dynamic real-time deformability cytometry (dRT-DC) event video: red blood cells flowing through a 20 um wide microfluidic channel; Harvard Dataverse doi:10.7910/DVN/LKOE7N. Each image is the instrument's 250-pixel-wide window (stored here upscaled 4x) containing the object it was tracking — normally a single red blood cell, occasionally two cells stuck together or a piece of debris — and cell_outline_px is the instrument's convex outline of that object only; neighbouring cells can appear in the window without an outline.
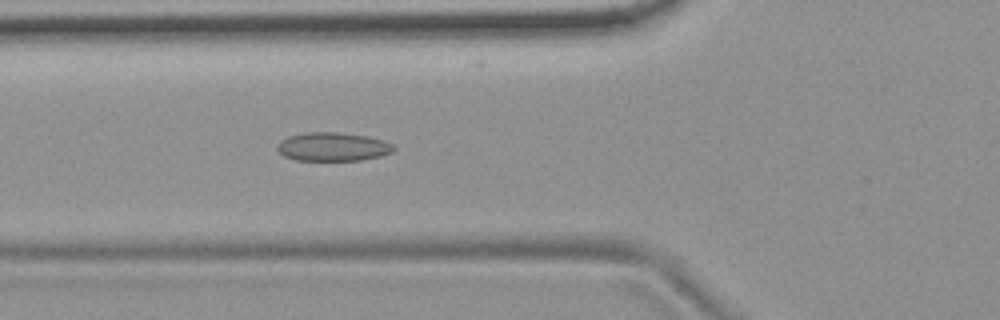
{"species": "common noctule bat (a hibernating species)", "species_latin": "Nyctalus noctula", "temperature_condition": "room temperature", "stored_images_in_passage": 55, "camera_frame_rate_fps": 3000, "um_per_image_px": 0.085, "animal": {"sex": "female", "body_mass_g": 19.9}, "frame": {"image": 1, "passage_image": 20, "time_ms": 6.333, "image_size_px": [1000, 320], "cell_outline_px": [[396, 148], [392, 152], [380, 156], [360, 160], [296, 160], [284, 156], [276, 148], [276, 144], [280, 140], [288, 136], [304, 132], [336, 132], [368, 136], [384, 140], [392, 144]], "centroid_in_image_um": [28.27, 12.46], "position_along_channel_um": 97.5, "area_um2": 19.54}}
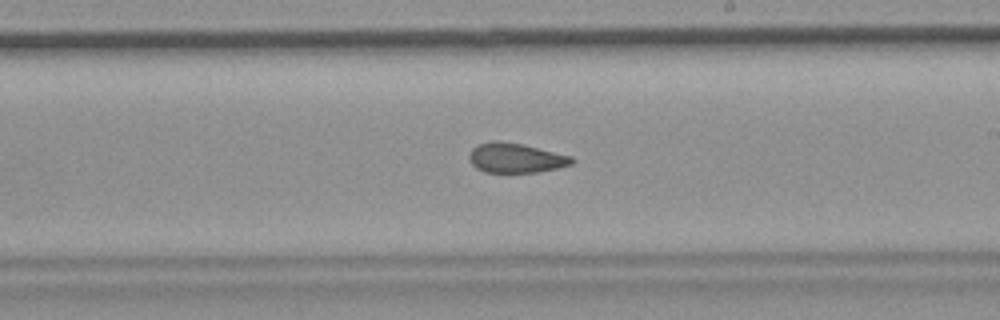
{"frame": {"image": 2, "passage_image": 32, "time_ms": 10.333, "image_size_px": [1000, 320], "cell_outline_px": [[576, 160], [572, 164], [556, 168], [536, 172], [484, 172], [476, 168], [472, 164], [468, 156], [472, 148], [476, 144], [492, 140], [500, 140], [524, 144], [572, 156]], "centroid_in_image_um": [43.82, 13.4], "position_along_channel_um": 245.2, "area_um2": 17.98}}
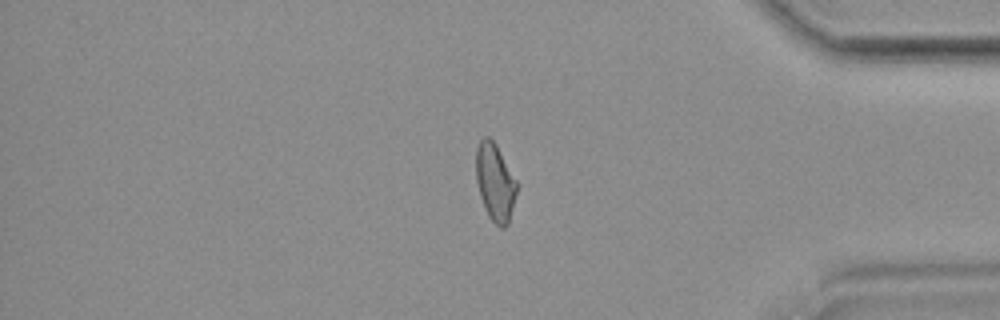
{"frame": {"image": 3, "passage_image": 46, "time_ms": 15.0, "image_size_px": [1000, 320], "cell_outline_px": [[520, 184], [508, 224], [504, 228], [500, 228], [488, 216], [484, 208], [480, 196], [476, 180], [476, 148], [480, 140], [484, 136], [488, 136], [496, 144]], "centroid_in_image_um": [42.11, 15.49], "position_along_channel_um": 393.1, "area_um2": 18.84}, "authors_computed_cell_mechanics": {"area_um2": 18.8428, "velocity_mm_per_s": 3.6973, "shape_relaxation_time_tau1_ms": null, "shape_relaxation_time_tau2_ms": 2.4953, "deformation_change_tau1": null, "deformation_change_tau2": 0.0971}}